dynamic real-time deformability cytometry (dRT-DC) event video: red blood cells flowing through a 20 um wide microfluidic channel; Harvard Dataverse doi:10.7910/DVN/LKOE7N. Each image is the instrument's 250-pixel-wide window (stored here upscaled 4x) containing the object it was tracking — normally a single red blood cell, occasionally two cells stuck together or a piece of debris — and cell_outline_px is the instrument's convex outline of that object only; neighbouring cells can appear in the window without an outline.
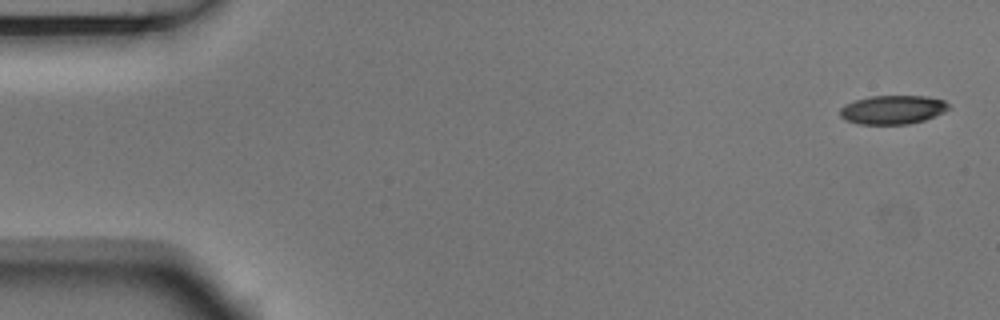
{"species": "Egyptian fruit bat (a non-hibernating species)", "species_latin": "Rousettus aegyptiacus", "temperature_condition": "room temperature", "stored_images_in_passage": 6, "camera_frame_rate_fps": 3000, "um_per_image_px": 0.085, "animal": {"sex": "male"}, "frame": {"image": 1, "passage_image": 1, "time_ms": 0.0, "image_size_px": [1000, 320], "cell_outline_px": [[948, 108], [944, 112], [924, 120], [908, 124], [860, 124], [844, 120], [840, 116], [840, 108], [844, 104], [868, 96], [924, 96], [944, 100], [948, 104]], "centroid_in_image_um": [75.84, 9.32], "position_along_channel_um": 9.2, "area_um2": 18.21}}
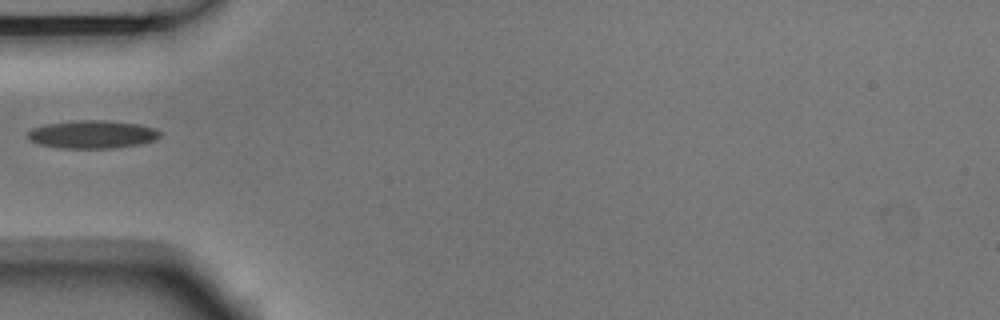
{"frame": {"image": 2, "passage_image": 5, "time_ms": 1.333, "image_size_px": [1000, 320], "cell_outline_px": [[160, 136], [156, 140], [140, 144], [112, 148], [64, 148], [40, 144], [32, 140], [28, 136], [28, 132], [32, 128], [48, 124], [80, 120], [104, 120], [136, 124], [156, 128], [160, 132]], "centroid_in_image_um": [7.9, 11.42], "position_along_channel_um": 77.1, "area_um2": 21.27}}
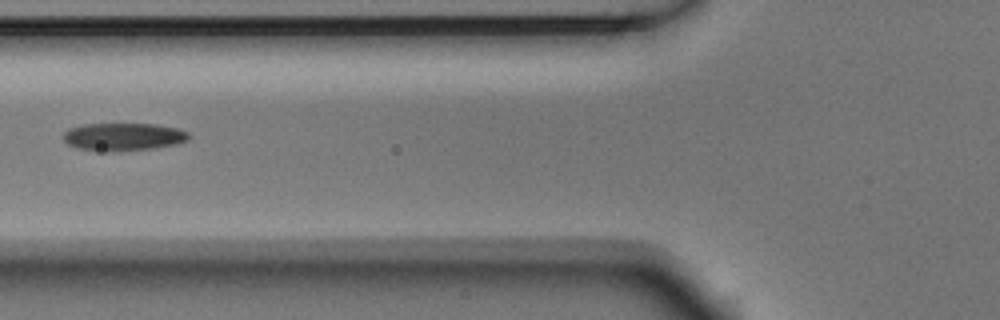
{"frame": {"image": 3, "passage_image": 6, "time_ms": 1.667, "image_size_px": [1000, 320], "cell_outline_px": [[188, 140], [176, 144], [152, 148], [112, 152], [108, 152], [76, 148], [68, 144], [64, 140], [64, 132], [68, 128], [84, 124], [156, 124], [176, 128], [188, 132]], "centroid_in_image_um": [10.45, 11.63], "position_along_channel_um": 115.4, "area_um2": 20.29}}